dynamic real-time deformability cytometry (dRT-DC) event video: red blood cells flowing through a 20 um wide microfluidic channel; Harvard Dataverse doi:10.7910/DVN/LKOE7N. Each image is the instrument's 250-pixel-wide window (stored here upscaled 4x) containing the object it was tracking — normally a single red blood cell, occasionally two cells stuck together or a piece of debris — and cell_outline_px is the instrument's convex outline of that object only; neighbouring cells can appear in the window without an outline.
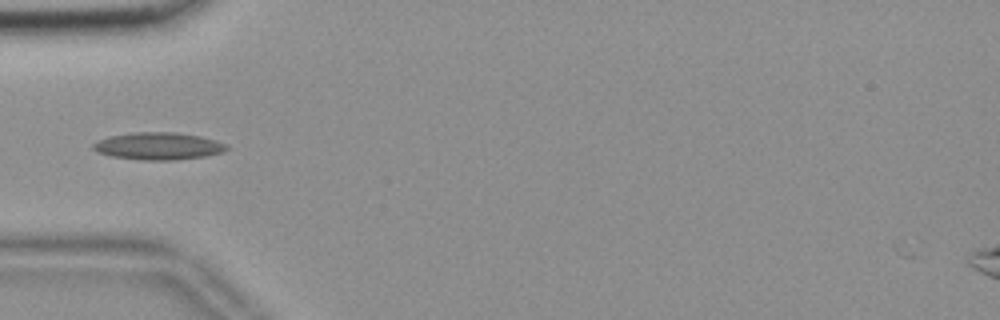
{"species": "common noctule bat (a hibernating species)", "species_latin": "Nyctalus noctula", "temperature_condition": "room temperature", "stored_images_in_passage": 33, "camera_frame_rate_fps": 3000, "um_per_image_px": 0.085, "animal": {"sex": "female", "body_mass_g": 18.4}, "frame": {"image": 1, "passage_image": 3, "time_ms": 0.667, "image_size_px": [1000, 320], "cell_outline_px": [[228, 148], [224, 152], [208, 156], [176, 160], [140, 160], [112, 156], [96, 152], [92, 148], [92, 144], [108, 136], [136, 132], [176, 132], [200, 136], [216, 140], [228, 144]], "centroid_in_image_um": [13.49, 12.42], "position_along_channel_um": 71.5, "area_um2": 21.44}}
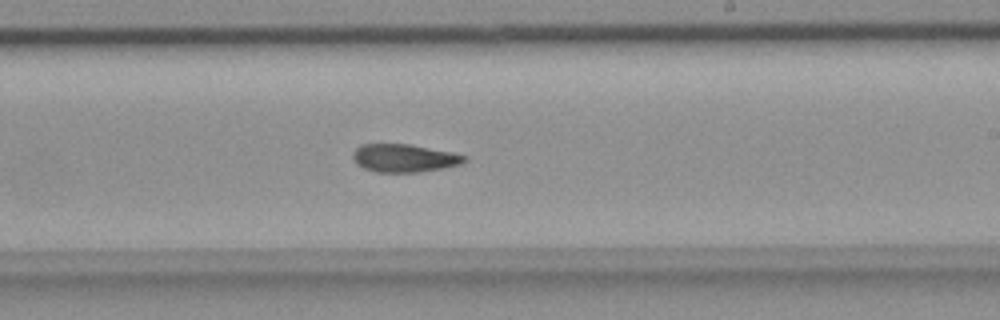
{"frame": {"image": 2, "passage_image": 18, "time_ms": 5.667, "image_size_px": [1000, 320], "cell_outline_px": [[468, 160], [460, 164], [444, 168], [420, 172], [376, 172], [364, 168], [356, 164], [352, 156], [352, 152], [360, 144], [408, 144], [452, 152], [468, 156]], "centroid_in_image_um": [34.36, 13.44], "position_along_channel_um": 254.6, "area_um2": 18.32}}
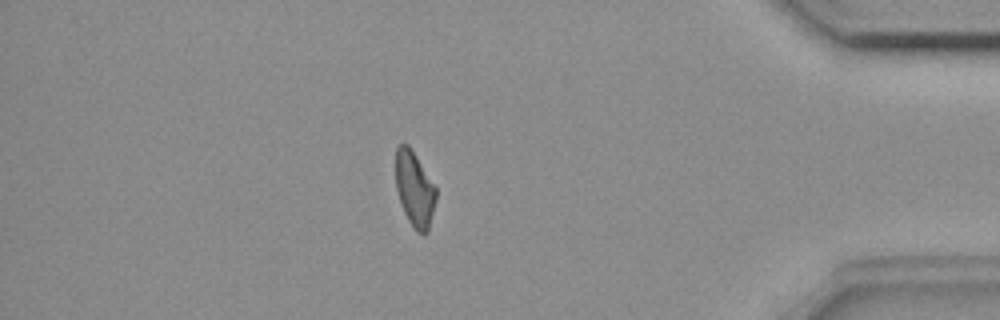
{"frame": {"image": 3, "passage_image": 33, "time_ms": 10.667, "image_size_px": [1000, 320], "cell_outline_px": [[436, 200], [428, 232], [424, 236], [416, 232], [408, 220], [404, 212], [396, 188], [396, 148], [400, 144], [408, 144], [416, 156], [436, 188]], "centroid_in_image_um": [35.24, 16.11], "position_along_channel_um": 400.0, "area_um2": 17.57}, "authors_computed_cell_mechanics": {"area_um2": 18.4382, "velocity_mm_per_s": 3.6663, "shape_relaxation_time_tau1_ms": null, "shape_relaxation_time_tau2_ms": 6.4187, "deformation_change_tau1": null, "deformation_change_tau2": 0.1425}}